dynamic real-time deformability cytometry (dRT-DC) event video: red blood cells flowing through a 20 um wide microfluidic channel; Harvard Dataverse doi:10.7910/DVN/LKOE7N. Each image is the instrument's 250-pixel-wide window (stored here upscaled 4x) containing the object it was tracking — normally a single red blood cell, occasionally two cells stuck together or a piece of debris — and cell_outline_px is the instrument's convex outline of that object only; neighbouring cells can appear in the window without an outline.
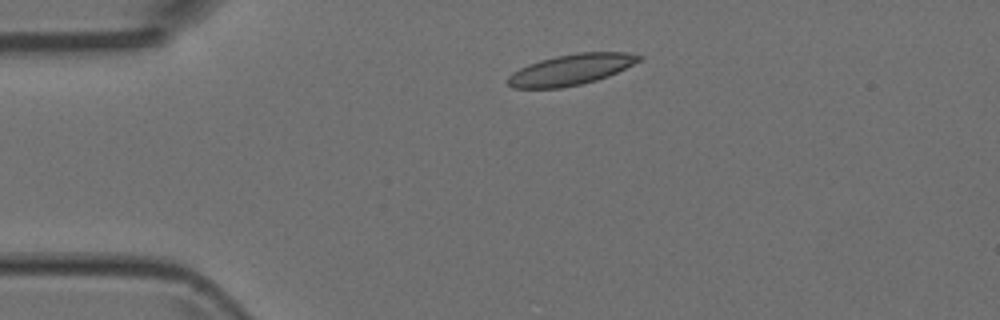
{"species": "Egyptian fruit bat (a non-hibernating species)", "species_latin": "Rousettus aegyptiacus", "temperature_condition": "room temperature", "stored_images_in_passage": 4, "camera_frame_rate_fps": 3000, "um_per_image_px": 0.085, "animal": {"sex": "female"}, "frame": {"image": 1, "passage_image": 2, "time_ms": 0.333, "image_size_px": [1000, 320], "cell_outline_px": [[644, 56], [640, 60], [608, 76], [596, 80], [580, 84], [560, 88], [512, 88], [508, 84], [508, 76], [512, 72], [528, 64], [540, 60], [556, 56], [576, 52], [628, 52]], "centroid_in_image_um": [48.51, 5.91], "position_along_channel_um": 36.5, "area_um2": 23.41}}
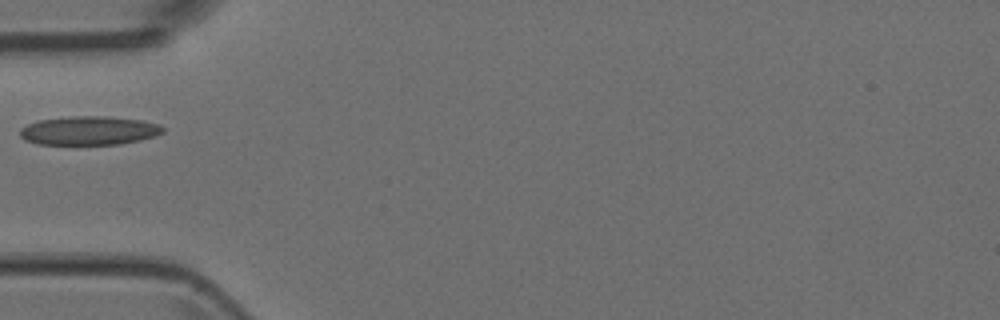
{"frame": {"image": 2, "passage_image": 4, "time_ms": 1.0, "image_size_px": [1000, 320], "cell_outline_px": [[164, 132], [156, 136], [140, 140], [120, 144], [40, 144], [24, 140], [20, 136], [20, 128], [28, 124], [40, 120], [72, 116], [108, 116], [140, 120], [160, 124], [164, 128]], "centroid_in_image_um": [7.59, 11.1], "position_along_channel_um": 77.4, "area_um2": 23.99}}